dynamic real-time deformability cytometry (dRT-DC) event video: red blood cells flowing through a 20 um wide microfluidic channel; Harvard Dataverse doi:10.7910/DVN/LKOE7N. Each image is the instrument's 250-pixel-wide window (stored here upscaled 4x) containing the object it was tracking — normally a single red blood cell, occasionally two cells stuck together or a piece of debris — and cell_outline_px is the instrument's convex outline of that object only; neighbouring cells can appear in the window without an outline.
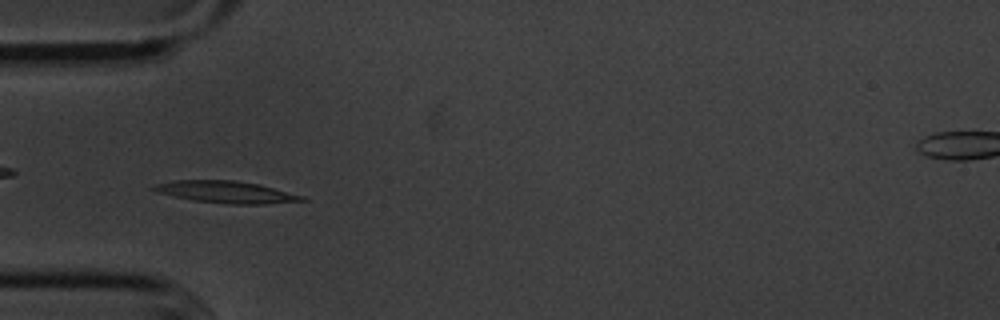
{"species": "common noctule bat (a hibernating species)", "species_latin": "Nyctalus noctula", "temperature_condition": "cold", "stored_images_in_passage": 55, "camera_frame_rate_fps": 3000, "um_per_image_px": 0.085, "animal": {"sex": "male", "body_mass_g": 20.1, "forearm_length_mm": 53.5}, "frame": {"image": 1, "passage_image": 17, "time_ms": 5.333, "image_size_px": [1000, 320], "cell_outline_px": [[308, 200], [264, 204], [232, 204], [192, 200], [172, 196], [148, 188], [152, 184], [172, 180], [236, 180], [260, 184], [304, 196]], "centroid_in_image_um": [19.18, 16.31], "position_along_channel_um": 65.8, "area_um2": 19.07}}
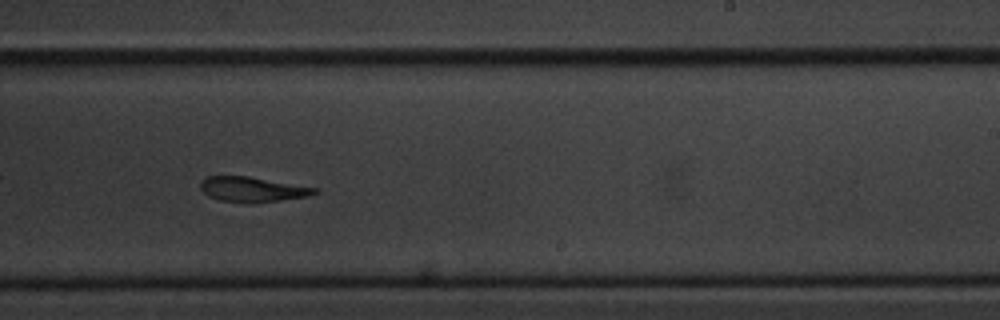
{"frame": {"image": 2, "passage_image": 34, "time_ms": 11.0, "image_size_px": [1000, 320], "cell_outline_px": [[320, 192], [308, 196], [280, 200], [220, 200], [208, 196], [200, 188], [200, 180], [208, 176], [248, 176], [320, 188]], "centroid_in_image_um": [21.49, 16.04], "position_along_channel_um": 267.5, "area_um2": 16.01}}
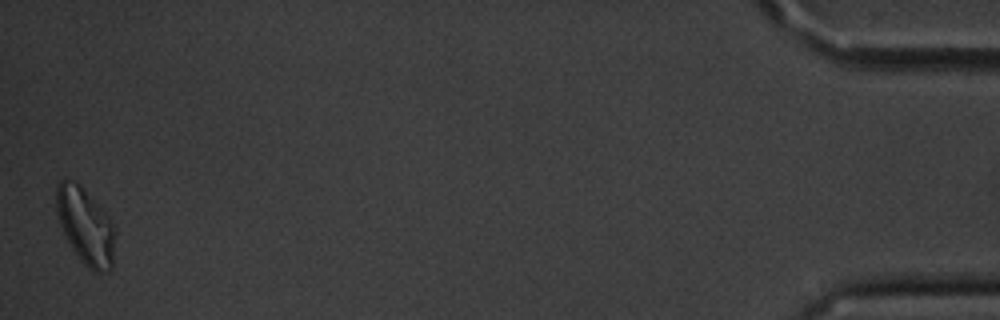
{"frame": {"image": 3, "passage_image": 55, "time_ms": 18.0, "image_size_px": [1000, 320], "cell_outline_px": [[116, 232], [112, 268], [108, 272], [92, 272], [80, 260], [72, 248], [60, 224], [56, 208], [56, 184], [60, 180], [76, 180], [80, 184], [108, 216], [116, 228]], "centroid_in_image_um": [7.29, 19.23], "position_along_channel_um": 427.9, "area_um2": 26.3}, "authors_computed_cell_mechanics": {"area_um2": 17.6868, "velocity_mm_per_s": 3.5661, "shape_relaxation_time_tau1_ms": 6.0947, "shape_relaxation_time_tau2_ms": 4.904, "deformation_change_tau1": 0.2031, "deformation_change_tau2": 0.1304}}